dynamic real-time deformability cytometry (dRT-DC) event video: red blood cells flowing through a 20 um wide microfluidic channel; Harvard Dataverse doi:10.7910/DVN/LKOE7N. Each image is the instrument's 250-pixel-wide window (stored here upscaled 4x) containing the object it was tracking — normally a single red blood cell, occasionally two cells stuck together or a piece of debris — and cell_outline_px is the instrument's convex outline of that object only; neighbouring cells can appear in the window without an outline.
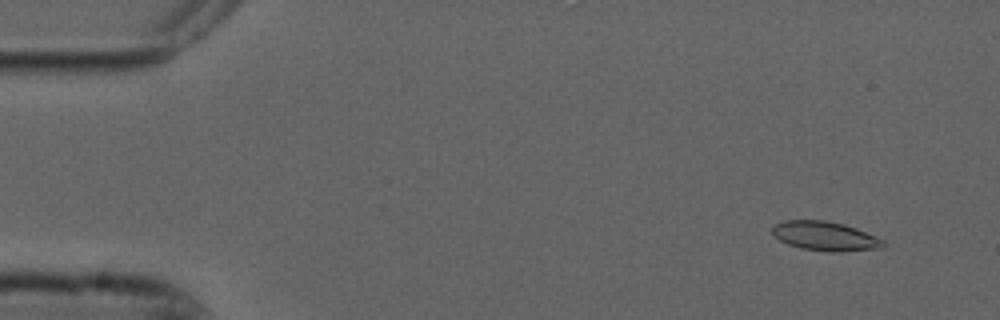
{"species": "common noctule bat (a hibernating species)", "species_latin": "Nyctalus noctula", "temperature_condition": "cold", "stored_images_in_passage": 55, "camera_frame_rate_fps": 3000, "um_per_image_px": 0.085, "animal": {"sex": "male", "forearm_length_mm": 52.5}, "frame": {"image": 1, "passage_image": 5, "time_ms": 1.333, "image_size_px": [1000, 320], "cell_outline_px": [[888, 244], [884, 248], [840, 252], [828, 252], [800, 248], [788, 244], [772, 236], [772, 228], [776, 224], [784, 220], [824, 220], [844, 224], [856, 228], [876, 236], [884, 240]], "centroid_in_image_um": [70.17, 20.08], "position_along_channel_um": 14.8, "area_um2": 19.19}}
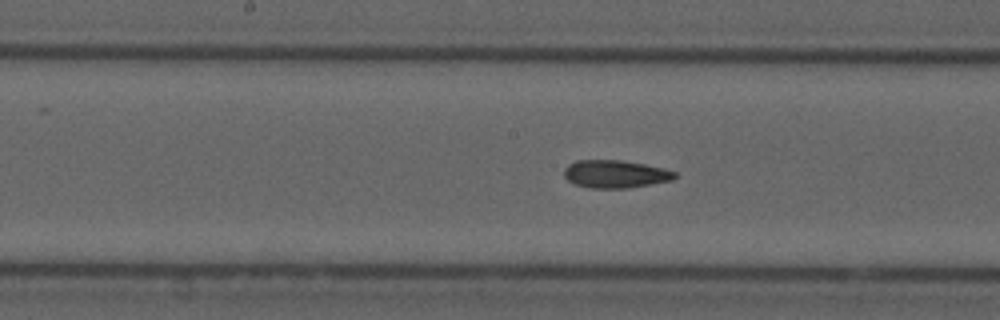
{"frame": {"image": 2, "passage_image": 28, "time_ms": 9.0, "image_size_px": [1000, 320], "cell_outline_px": [[676, 176], [672, 180], [628, 188], [588, 188], [576, 184], [568, 180], [564, 176], [564, 168], [568, 164], [576, 160], [620, 160], [644, 164], [664, 168], [676, 172]], "centroid_in_image_um": [52.28, 14.79], "position_along_channel_um": 195.9, "area_um2": 17.92}}
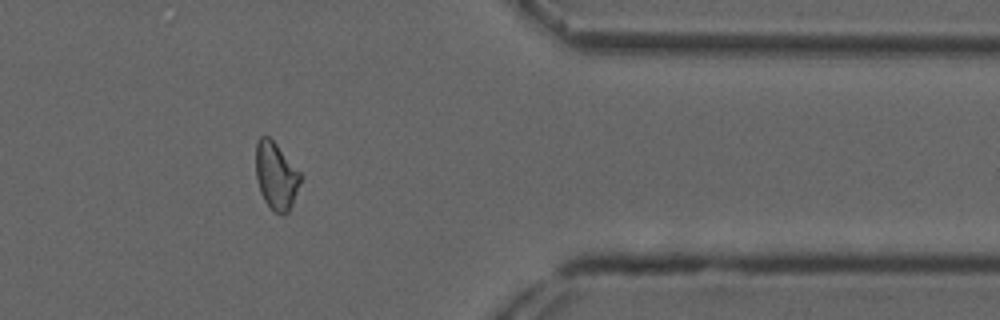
{"frame": {"image": 3, "passage_image": 45, "time_ms": 14.667, "image_size_px": [1000, 320], "cell_outline_px": [[304, 176], [292, 204], [288, 212], [284, 216], [280, 216], [264, 200], [260, 192], [256, 180], [256, 144], [260, 136], [268, 136], [276, 144]], "centroid_in_image_um": [23.48, 14.96], "position_along_channel_um": 387.9, "area_um2": 17.63}, "authors_computed_cell_mechanics": {"area_um2": 18.207, "velocity_mm_per_s": 3.744, "shape_relaxation_time_tau1_ms": null, "shape_relaxation_time_tau2_ms": 3.3903, "deformation_change_tau1": null, "deformation_change_tau2": 0.1035}}